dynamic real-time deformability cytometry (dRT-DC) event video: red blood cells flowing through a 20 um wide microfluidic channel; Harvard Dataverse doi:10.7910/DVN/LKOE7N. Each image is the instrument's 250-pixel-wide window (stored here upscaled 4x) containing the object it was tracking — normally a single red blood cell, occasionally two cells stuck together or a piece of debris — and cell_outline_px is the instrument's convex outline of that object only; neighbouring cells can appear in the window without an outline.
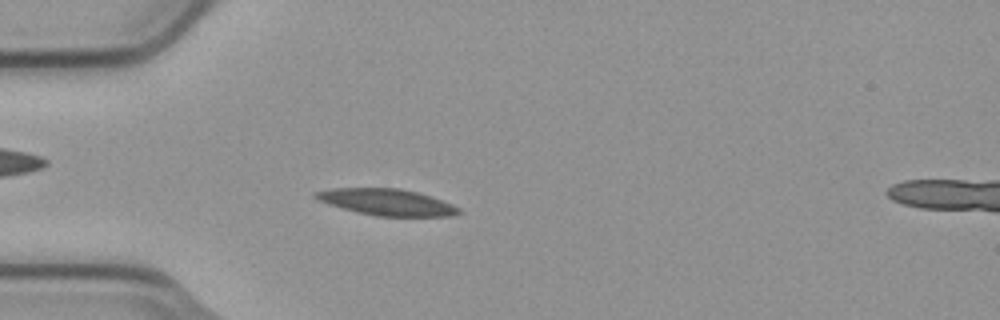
{"species": "common noctule bat (a hibernating species)", "species_latin": "Nyctalus noctula", "temperature_condition": "cold", "stored_images_in_passage": 46, "camera_frame_rate_fps": 3000, "um_per_image_px": 0.085, "animal": {"sex": "male", "body_mass_g": 23.1, "forearm_length_mm": 52.7}, "frame": {"image": 1, "passage_image": 11, "time_ms": 3.333, "image_size_px": [1000, 320], "cell_outline_px": [[464, 212], [452, 216], [376, 216], [356, 212], [328, 204], [316, 200], [312, 196], [312, 192], [332, 188], [400, 188], [416, 192], [452, 204], [460, 208]], "centroid_in_image_um": [32.83, 17.18], "position_along_channel_um": 52.2, "area_um2": 22.14}}
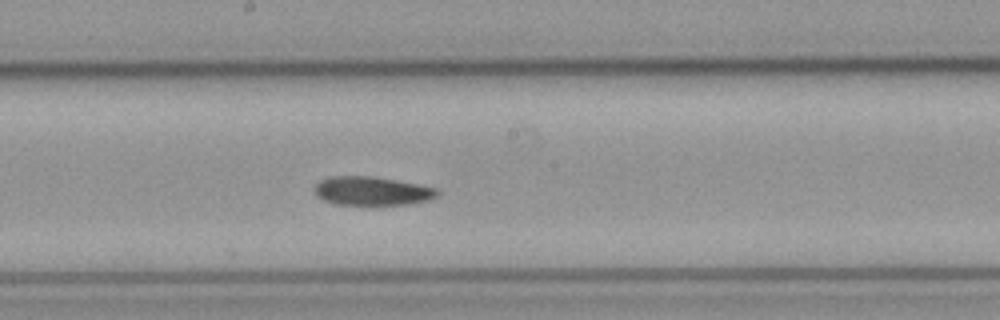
{"frame": {"image": 2, "passage_image": 25, "time_ms": 8.0, "image_size_px": [1000, 320], "cell_outline_px": [[440, 196], [428, 200], [408, 204], [336, 204], [324, 200], [316, 196], [312, 192], [312, 188], [320, 180], [332, 176], [372, 176], [420, 184], [436, 188], [440, 192]], "centroid_in_image_um": [31.61, 16.22], "position_along_channel_um": 216.6, "area_um2": 20.69}}
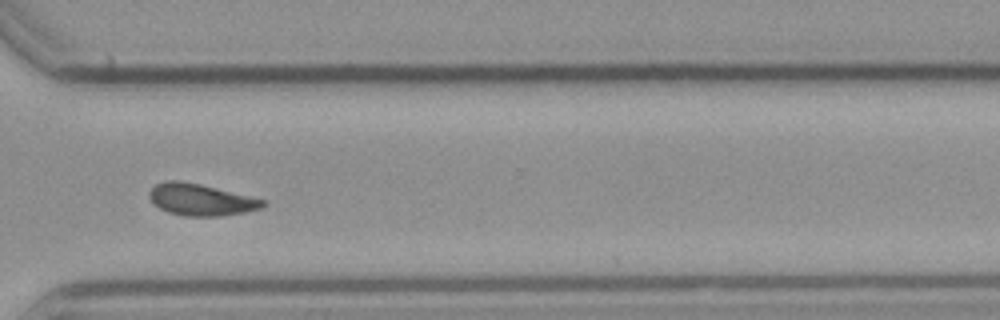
{"frame": {"image": 3, "passage_image": 36, "time_ms": 11.667, "image_size_px": [1000, 320], "cell_outline_px": [[268, 204], [260, 208], [244, 212], [220, 216], [184, 216], [168, 212], [160, 208], [148, 196], [148, 192], [156, 184], [168, 180], [180, 180], [200, 184], [268, 200]], "centroid_in_image_um": [17.1, 16.97], "position_along_channel_um": 353.5, "area_um2": 20.98}, "authors_computed_cell_mechanics": {"area_um2": 21.0103, "velocity_mm_per_s": 3.7408, "shape_relaxation_time_tau1_ms": 4.6832, "shape_relaxation_time_tau2_ms": 6.837, "deformation_change_tau1": 0.1442, "deformation_change_tau2": 0.1411}}